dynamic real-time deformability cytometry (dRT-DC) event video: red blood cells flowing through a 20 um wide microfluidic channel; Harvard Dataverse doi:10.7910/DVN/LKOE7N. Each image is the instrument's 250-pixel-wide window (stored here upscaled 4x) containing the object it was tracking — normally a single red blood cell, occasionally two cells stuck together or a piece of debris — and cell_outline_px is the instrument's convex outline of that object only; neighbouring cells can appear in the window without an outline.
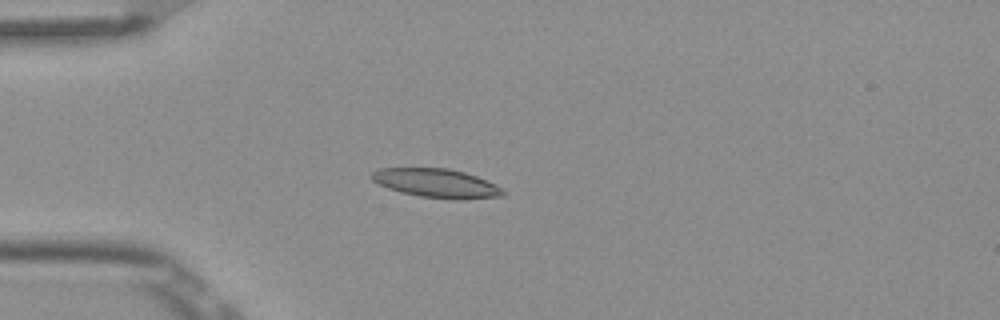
{"species": "Egyptian fruit bat (a non-hibernating species)", "species_latin": "Rousettus aegyptiacus", "temperature_condition": "room temperature", "stored_images_in_passage": 6, "camera_frame_rate_fps": 3000, "um_per_image_px": 0.085, "frame": {"image": 1, "passage_image": 5, "time_ms": 1.333, "image_size_px": [1000, 320], "cell_outline_px": [[504, 196], [460, 200], [420, 196], [400, 192], [388, 188], [372, 180], [372, 172], [380, 168], [448, 168], [464, 172], [476, 176], [496, 184], [504, 192]], "centroid_in_image_um": [37.12, 15.57], "position_along_channel_um": 47.9, "area_um2": 21.96}}